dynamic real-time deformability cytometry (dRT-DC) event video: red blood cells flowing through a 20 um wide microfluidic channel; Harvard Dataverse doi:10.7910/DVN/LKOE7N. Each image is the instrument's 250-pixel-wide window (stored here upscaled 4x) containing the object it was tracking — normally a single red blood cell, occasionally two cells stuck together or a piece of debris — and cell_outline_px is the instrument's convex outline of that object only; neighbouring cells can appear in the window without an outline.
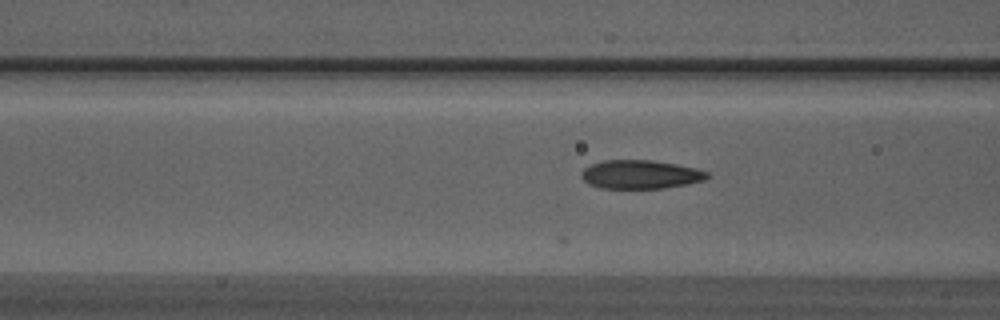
{"species": "Egyptian fruit bat (a non-hibernating species)", "species_latin": "Rousettus aegyptiacus", "temperature_condition": "warm", "stored_images_in_passage": 5, "camera_frame_rate_fps": 3000, "um_per_image_px": 0.085, "animal": {"sex": "male"}, "frame": {"image": 1, "passage_image": 4, "time_ms": 1.0, "image_size_px": [1000, 320], "cell_outline_px": [[712, 176], [704, 180], [688, 184], [664, 188], [600, 188], [588, 184], [580, 176], [580, 172], [584, 168], [592, 164], [604, 160], [652, 160], [676, 164], [696, 168], [708, 172]], "centroid_in_image_um": [54.45, 14.83], "position_along_channel_um": 112.2, "area_um2": 21.15}}